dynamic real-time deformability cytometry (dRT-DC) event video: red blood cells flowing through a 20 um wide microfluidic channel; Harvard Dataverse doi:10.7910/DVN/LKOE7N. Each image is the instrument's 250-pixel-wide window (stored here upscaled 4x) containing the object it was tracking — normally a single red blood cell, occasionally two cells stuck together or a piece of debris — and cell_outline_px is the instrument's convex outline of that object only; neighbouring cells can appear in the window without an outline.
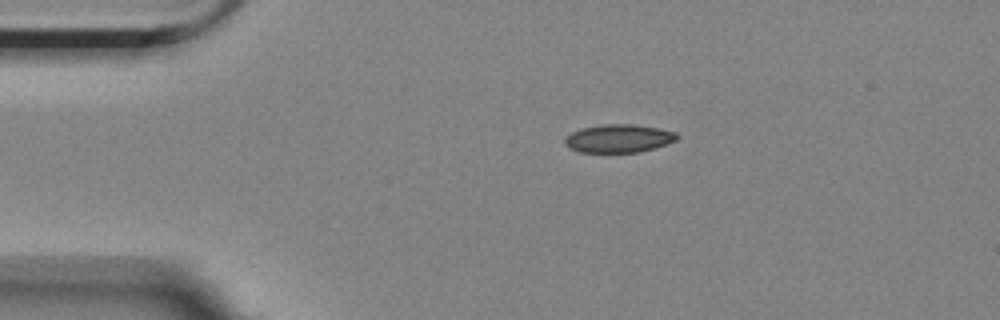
{"species": "Egyptian fruit bat (a non-hibernating species)", "species_latin": "Rousettus aegyptiacus", "temperature_condition": "room temperature", "stored_images_in_passage": 7, "camera_frame_rate_fps": 3000, "um_per_image_px": 0.085, "animal": {"sex": "female"}, "frame": {"image": 1, "passage_image": 1, "time_ms": 0.0, "image_size_px": [1000, 320], "cell_outline_px": [[680, 136], [676, 140], [656, 148], [640, 152], [580, 152], [568, 148], [564, 144], [564, 140], [572, 132], [580, 128], [604, 124], [636, 124], [676, 132]], "centroid_in_image_um": [52.59, 11.77], "position_along_channel_um": 32.4, "area_um2": 18.5}}
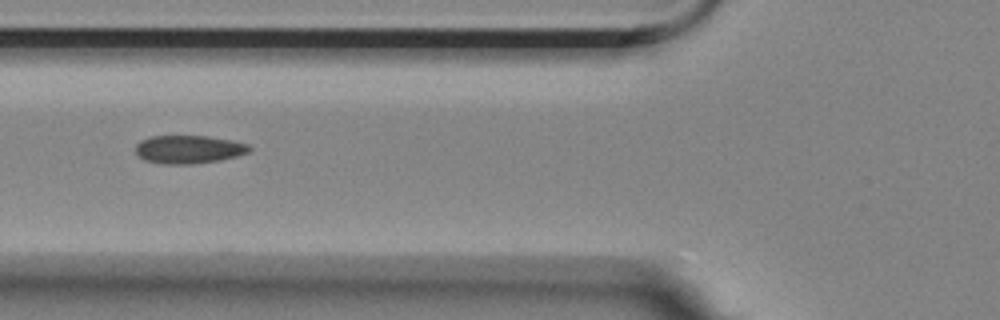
{"frame": {"image": 2, "passage_image": 4, "time_ms": 3.333, "image_size_px": [1000, 320], "cell_outline_px": [[252, 148], [248, 152], [236, 156], [220, 160], [192, 164], [164, 164], [144, 160], [136, 152], [136, 144], [140, 140], [148, 136], [208, 136], [232, 140], [248, 144]], "centroid_in_image_um": [16.03, 12.69], "position_along_channel_um": 109.8, "area_um2": 18.73}}
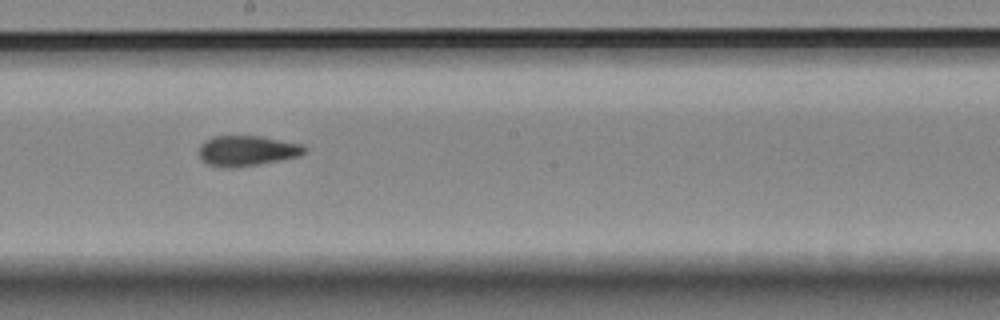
{"frame": {"image": 3, "passage_image": 7, "time_ms": 6.667, "image_size_px": [1000, 320], "cell_outline_px": [[308, 148], [300, 156], [260, 164], [232, 168], [224, 168], [204, 164], [200, 160], [200, 144], [204, 140], [212, 136], [260, 136], [304, 144]], "centroid_in_image_um": [20.98, 12.82], "position_along_channel_um": 227.2, "area_um2": 19.02}}